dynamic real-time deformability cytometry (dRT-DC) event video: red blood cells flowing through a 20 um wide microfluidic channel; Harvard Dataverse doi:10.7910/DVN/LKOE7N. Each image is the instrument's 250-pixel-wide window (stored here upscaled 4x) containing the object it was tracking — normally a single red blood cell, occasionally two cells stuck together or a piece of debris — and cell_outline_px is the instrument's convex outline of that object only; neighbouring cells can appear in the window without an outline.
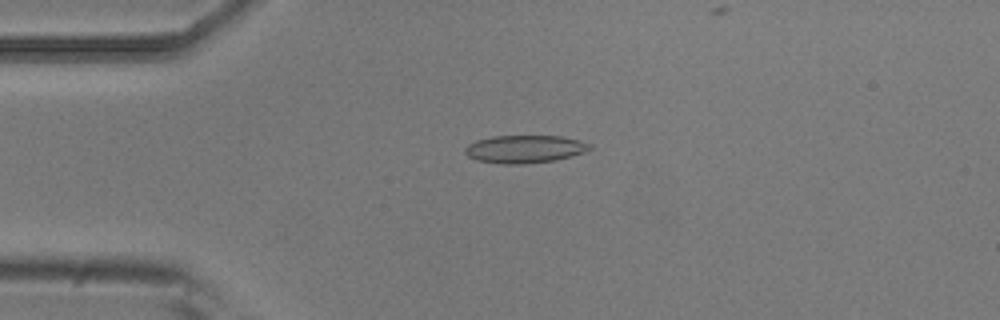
{"species": "common noctule bat (a hibernating species)", "species_latin": "Nyctalus noctula", "temperature_condition": "room temperature", "stored_images_in_passage": 5, "camera_frame_rate_fps": 3000, "um_per_image_px": 0.085, "animal": {"sex": "male", "body_mass_g": 20.5, "forearm_length_mm": 52.5}, "frame": {"image": 1, "passage_image": 3, "time_ms": 0.667, "image_size_px": [1000, 320], "cell_outline_px": [[592, 148], [584, 152], [572, 156], [556, 160], [520, 164], [504, 164], [476, 160], [468, 156], [464, 152], [464, 148], [468, 144], [476, 140], [492, 136], [560, 136], [580, 140], [592, 144]], "centroid_in_image_um": [44.6, 12.66], "position_along_channel_um": 40.4, "area_um2": 20.29}}